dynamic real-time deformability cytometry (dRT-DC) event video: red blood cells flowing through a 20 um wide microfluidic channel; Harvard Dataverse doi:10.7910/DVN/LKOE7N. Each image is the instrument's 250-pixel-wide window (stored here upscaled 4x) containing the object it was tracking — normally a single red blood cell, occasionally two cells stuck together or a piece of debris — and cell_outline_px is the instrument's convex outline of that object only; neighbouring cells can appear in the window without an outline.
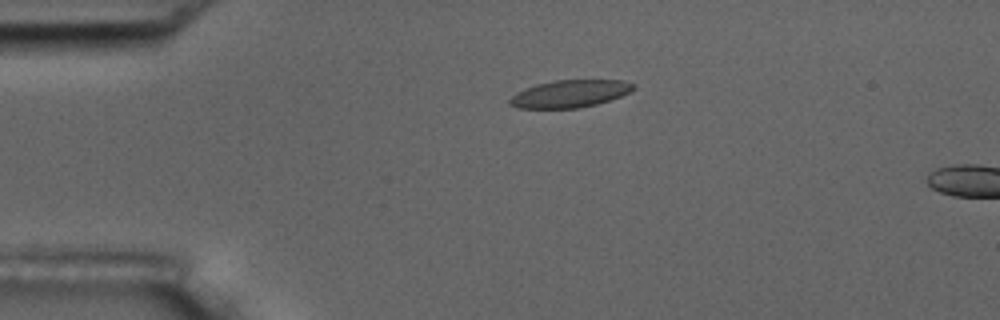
{"species": "common noctule bat (a hibernating species)", "species_latin": "Nyctalus noctula", "temperature_condition": "room temperature", "stored_images_in_passage": 2, "camera_frame_rate_fps": 3000, "um_per_image_px": 0.085, "animal": {"sex": "male", "body_mass_g": 17.5, "forearm_length_mm": 52.3}, "frame": {"image": 1, "passage_image": 1, "time_ms": 0.0, "image_size_px": [1000, 320], "cell_outline_px": [[636, 88], [620, 96], [596, 104], [580, 108], [520, 108], [508, 104], [508, 100], [516, 92], [524, 88], [536, 84], [552, 80], [624, 80], [636, 84]], "centroid_in_image_um": [48.42, 7.96], "position_along_channel_um": 36.6, "area_um2": 19.83}}